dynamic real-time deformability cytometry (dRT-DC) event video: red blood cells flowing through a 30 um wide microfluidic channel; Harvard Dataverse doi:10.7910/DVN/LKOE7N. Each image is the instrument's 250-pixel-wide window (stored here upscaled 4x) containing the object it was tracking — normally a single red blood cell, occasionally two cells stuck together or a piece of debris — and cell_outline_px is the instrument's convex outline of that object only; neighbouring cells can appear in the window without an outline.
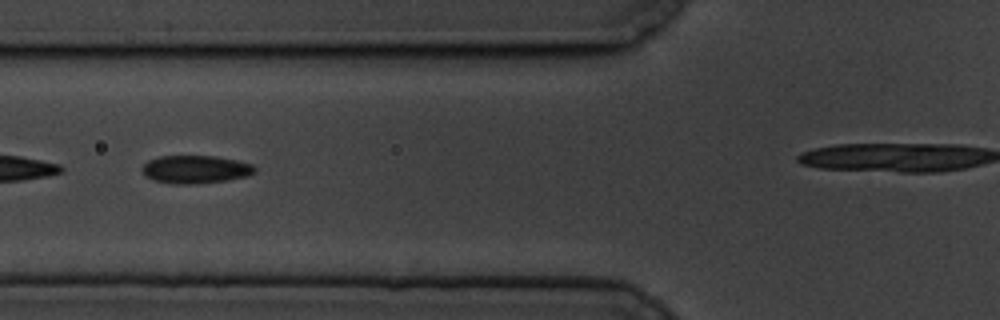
{"species": "common noctule bat (a hibernating species)", "species_latin": "Nyctalus noctula", "temperature_condition": "cold", "stored_images_in_passage": 23, "camera_frame_rate_fps": 3000, "um_per_image_px": 0.085, "animal": {"sex": "male", "body_mass_g": 19.5, "forearm_length_mm": 54.6}, "frame": {"image": 1, "passage_image": 7, "time_ms": 2.0, "image_size_px": [1000, 320], "cell_outline_px": [[256, 172], [248, 176], [224, 180], [192, 184], [172, 184], [152, 180], [144, 176], [140, 168], [148, 160], [160, 156], [212, 156], [236, 160], [252, 164], [256, 168]], "centroid_in_image_um": [16.57, 14.4], "position_along_channel_um": 109.2, "area_um2": 18.44}}
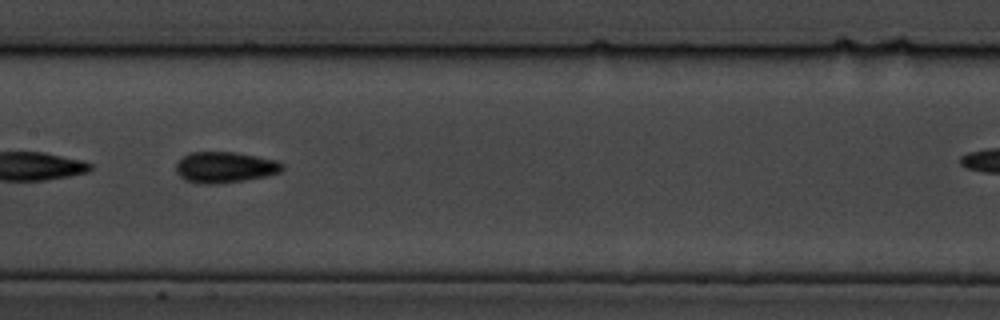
{"frame": {"image": 2, "passage_image": 14, "time_ms": 4.333, "image_size_px": [1000, 320], "cell_outline_px": [[284, 168], [280, 172], [264, 176], [244, 180], [216, 184], [204, 184], [184, 180], [176, 172], [176, 164], [188, 152], [236, 152], [276, 160], [284, 164]], "centroid_in_image_um": [19.11, 14.21], "position_along_channel_um": 188.3, "area_um2": 19.13}}